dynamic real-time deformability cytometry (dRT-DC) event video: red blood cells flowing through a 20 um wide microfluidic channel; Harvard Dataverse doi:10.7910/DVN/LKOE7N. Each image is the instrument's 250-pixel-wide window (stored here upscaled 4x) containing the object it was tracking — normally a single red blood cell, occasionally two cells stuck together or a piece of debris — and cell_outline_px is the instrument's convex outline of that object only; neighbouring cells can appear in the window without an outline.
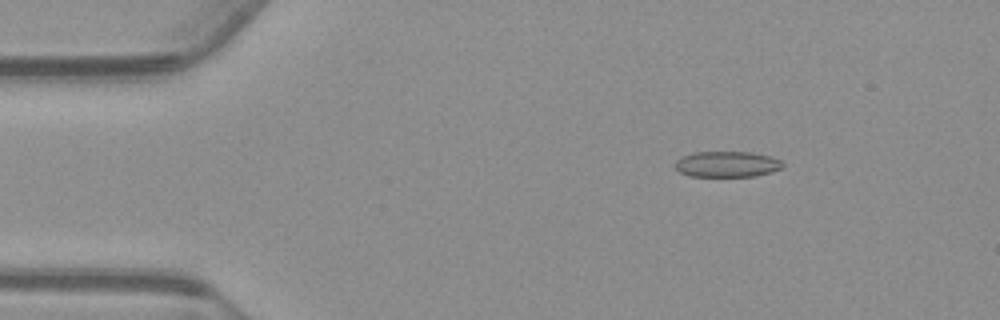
{"species": "common noctule bat (a hibernating species)", "species_latin": "Nyctalus noctula", "temperature_condition": "warm", "stored_images_in_passage": 55, "camera_frame_rate_fps": 3000, "um_per_image_px": 0.085, "animal": {"sex": "male", "body_mass_g": 23.1, "forearm_length_mm": 52.7}, "frame": {"image": 1, "passage_image": 8, "time_ms": 2.333, "image_size_px": [1000, 320], "cell_outline_px": [[784, 164], [780, 168], [772, 172], [752, 176], [688, 176], [680, 172], [676, 168], [676, 160], [680, 156], [692, 152], [752, 152], [772, 156], [780, 160]], "centroid_in_image_um": [61.78, 13.94], "position_along_channel_um": 23.2, "area_um2": 16.24}}
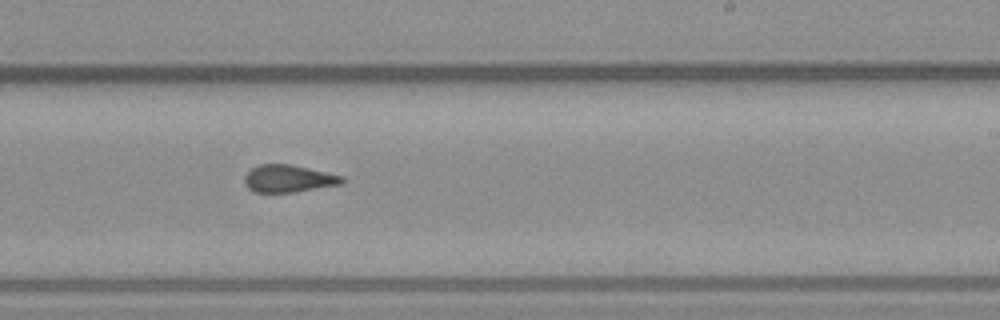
{"frame": {"image": 2, "passage_image": 33, "time_ms": 10.667, "image_size_px": [1000, 320], "cell_outline_px": [[344, 184], [292, 192], [256, 192], [248, 188], [244, 184], [244, 176], [252, 168], [260, 164], [292, 164], [344, 176]], "centroid_in_image_um": [24.54, 15.17], "position_along_channel_um": 264.5, "area_um2": 15.61}}
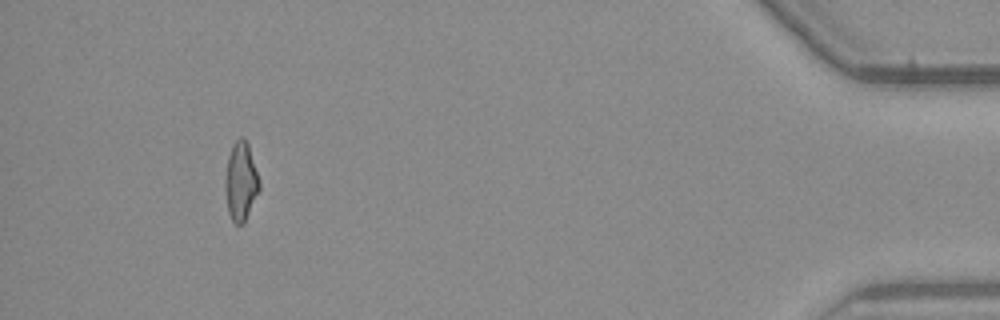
{"frame": {"image": 3, "passage_image": 51, "time_ms": 16.667, "image_size_px": [1000, 320], "cell_outline_px": [[260, 188], [244, 224], [236, 224], [232, 220], [228, 212], [224, 188], [224, 180], [228, 156], [232, 144], [240, 136], [244, 136], [248, 144], [260, 184]], "centroid_in_image_um": [20.44, 15.42], "position_along_channel_um": 414.8, "area_um2": 15.72}, "authors_computed_cell_mechanics": {"area_um2": 16.184, "velocity_mm_per_s": 3.7406, "shape_relaxation_time_tau1_ms": null, "shape_relaxation_time_tau2_ms": 1.8291, "deformation_change_tau1": null, "deformation_change_tau2": 0.0851}}